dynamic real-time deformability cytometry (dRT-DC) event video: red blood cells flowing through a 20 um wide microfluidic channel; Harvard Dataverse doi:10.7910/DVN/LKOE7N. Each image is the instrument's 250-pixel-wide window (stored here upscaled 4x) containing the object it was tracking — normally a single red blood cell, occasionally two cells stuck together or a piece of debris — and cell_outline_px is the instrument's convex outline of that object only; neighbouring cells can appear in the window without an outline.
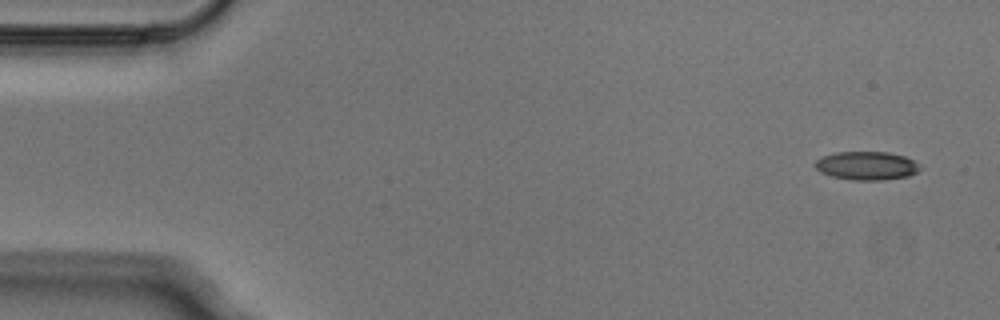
{"species": "Egyptian fruit bat (a non-hibernating species)", "species_latin": "Rousettus aegyptiacus", "temperature_condition": "cold", "stored_images_in_passage": 6, "segment_of_instrument_passage": [2, 2], "camera_frame_rate_fps": 3000, "um_per_image_px": 0.085, "animal": {"sex": "male"}, "frame": {"image": 1, "passage_image": 6, "time_ms": 1.667, "image_size_px": [1000, 320], "cell_outline_px": [[920, 168], [916, 172], [908, 176], [880, 180], [852, 180], [832, 176], [820, 172], [816, 168], [816, 160], [824, 156], [836, 152], [888, 152], [904, 156], [920, 164]], "centroid_in_image_um": [73.67, 14.08], "position_along_channel_um": 11.3, "area_um2": 17.22}}